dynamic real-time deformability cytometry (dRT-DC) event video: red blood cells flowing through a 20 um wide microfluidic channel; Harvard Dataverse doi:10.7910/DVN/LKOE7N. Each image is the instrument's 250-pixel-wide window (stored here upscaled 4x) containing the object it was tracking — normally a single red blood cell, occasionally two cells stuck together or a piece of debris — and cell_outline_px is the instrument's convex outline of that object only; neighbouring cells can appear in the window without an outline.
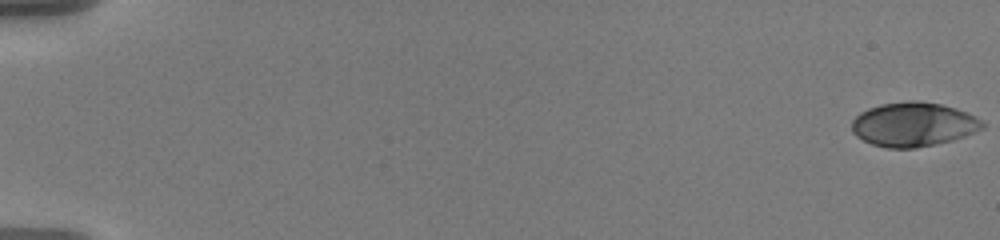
{"species": "human", "species_latin": "Homo sapiens", "temperature_condition": "warm", "stored_images_in_passage": 58, "camera_frame_rate_fps": 3000, "um_per_image_px": 0.085, "donor": {"sex": "male"}, "frame": {"image": 1, "passage_image": 1, "time_ms": 0.0, "image_size_px": [1000, 240], "cell_outline_px": [[964, 116], [928, 144], [904, 148], [896, 148], [876, 144], [860, 136], [856, 132], [856, 120], [864, 112], [872, 108], [888, 104], [936, 104], [960, 112]], "centroid_in_image_um": [76.98, 10.55], "position_along_channel_um": 8.0, "area_um2": 25.43}}
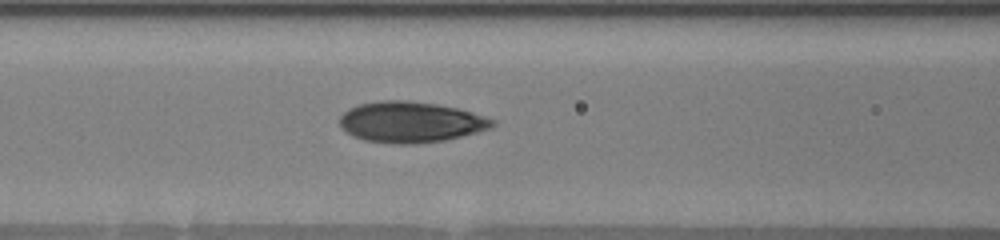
{"frame": {"image": 2, "passage_image": 27, "time_ms": 8.667, "image_size_px": [1000, 240], "cell_outline_px": [[488, 124], [480, 128], [468, 132], [452, 136], [432, 140], [376, 140], [360, 136], [352, 132], [340, 120], [348, 112], [356, 108], [368, 104], [424, 104], [448, 108], [464, 112], [488, 120]], "centroid_in_image_um": [34.83, 10.37], "position_along_channel_um": 131.8, "area_um2": 29.71}}
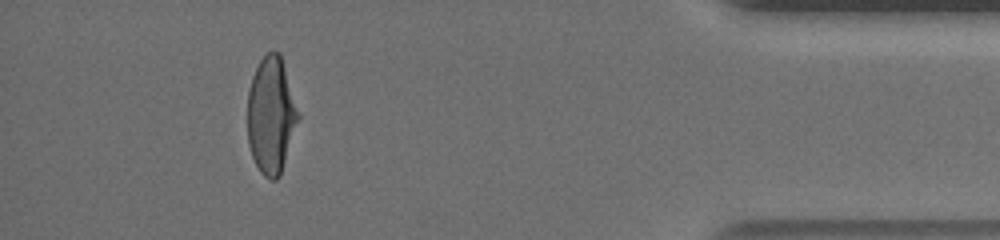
{"frame": {"image": 3, "passage_image": 54, "time_ms": 17.667, "image_size_px": [1000, 240], "cell_outline_px": [[296, 116], [280, 172], [276, 176], [268, 176], [260, 168], [252, 152], [248, 136], [248, 96], [252, 80], [264, 56], [268, 52], [276, 52], [280, 56]], "centroid_in_image_um": [22.96, 9.75], "position_along_channel_um": 412.2, "area_um2": 30.69}, "authors_computed_cell_mechanics": {"area_um2": 29.4202, "velocity_mm_per_s": 3.6031, "shape_relaxation_time_tau1_ms": 5.7847, "shape_relaxation_time_tau2_ms": 1.0742, "deformation_change_tau1": 0.2496, "deformation_change_tau2": 0.0462}}